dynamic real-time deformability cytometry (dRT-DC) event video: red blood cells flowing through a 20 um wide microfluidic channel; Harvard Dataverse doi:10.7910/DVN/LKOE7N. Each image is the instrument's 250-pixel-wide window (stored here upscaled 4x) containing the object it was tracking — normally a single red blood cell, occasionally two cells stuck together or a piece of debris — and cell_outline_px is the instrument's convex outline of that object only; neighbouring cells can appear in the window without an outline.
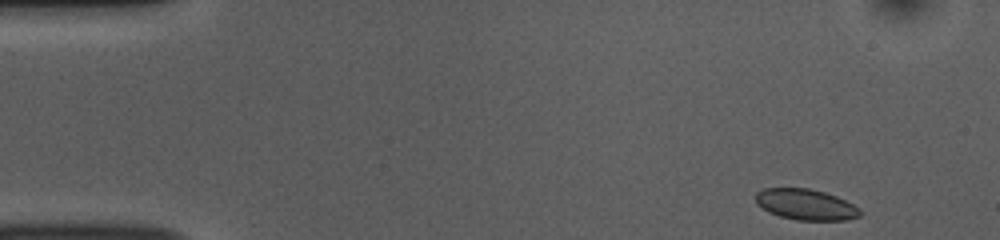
{"species": "common noctule bat (a hibernating species)", "species_latin": "Nyctalus noctula", "temperature_condition": "room temperature", "stored_images_in_passage": 49, "camera_frame_rate_fps": 3000, "um_per_image_px": 0.085, "animal": {"sex": "female", "body_mass_g": 10.0, "forearm_length_mm": 53.1}, "frame": {"image": 1, "passage_image": 1, "time_ms": 0.0, "image_size_px": [1000, 240], "cell_outline_px": [[864, 212], [860, 216], [848, 220], [796, 220], [780, 216], [768, 212], [756, 204], [756, 192], [764, 188], [808, 188], [824, 192], [836, 196], [860, 208]], "centroid_in_image_um": [68.5, 17.39], "position_along_channel_um": 16.5, "area_um2": 18.9}}
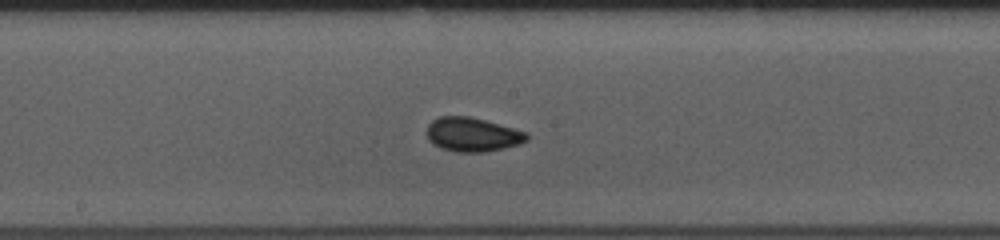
{"frame": {"image": 2, "passage_image": 24, "time_ms": 7.667, "image_size_px": [1000, 240], "cell_outline_px": [[528, 140], [520, 144], [504, 148], [484, 152], [460, 152], [440, 148], [432, 144], [428, 140], [424, 132], [428, 124], [432, 120], [440, 116], [468, 116], [484, 120], [528, 132]], "centroid_in_image_um": [40.12, 11.44], "position_along_channel_um": 208.1, "area_um2": 20.06}}
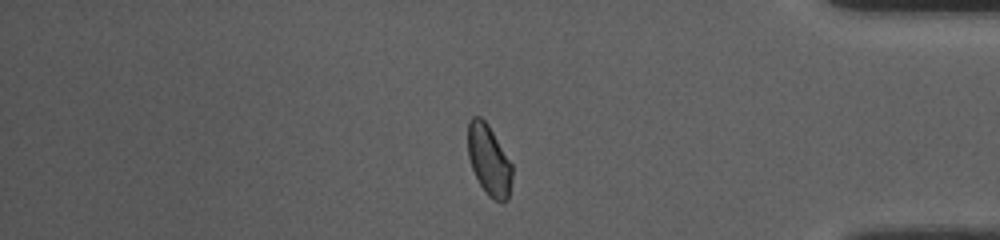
{"frame": {"image": 3, "passage_image": 41, "time_ms": 13.333, "image_size_px": [1000, 240], "cell_outline_px": [[512, 180], [508, 200], [504, 204], [492, 200], [488, 196], [480, 184], [472, 168], [468, 156], [468, 120], [472, 116], [480, 116], [488, 124], [512, 164]], "centroid_in_image_um": [41.57, 13.64], "position_along_channel_um": 393.6, "area_um2": 18.38}, "authors_computed_cell_mechanics": {"area_um2": 18.9006, "velocity_mm_per_s": 3.7487, "shape_relaxation_time_tau1_ms": 2.3539, "shape_relaxation_time_tau2_ms": 1.0237, "deformation_change_tau1": 0.0646, "deformation_change_tau2": 0.0305}}